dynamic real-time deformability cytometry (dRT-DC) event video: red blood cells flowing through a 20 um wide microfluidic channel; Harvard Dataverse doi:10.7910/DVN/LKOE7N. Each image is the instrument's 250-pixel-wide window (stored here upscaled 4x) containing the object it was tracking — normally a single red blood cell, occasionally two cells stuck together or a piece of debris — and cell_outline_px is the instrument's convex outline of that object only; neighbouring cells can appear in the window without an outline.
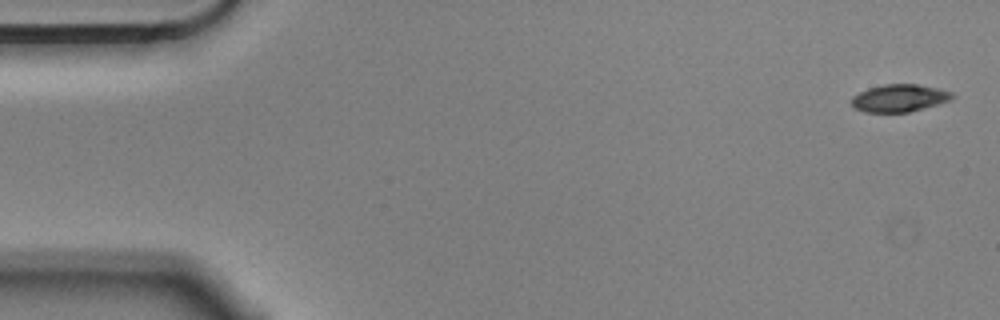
{"species": "Egyptian fruit bat (a non-hibernating species)", "species_latin": "Rousettus aegyptiacus", "temperature_condition": "cold", "stored_images_in_passage": 5, "segment_of_instrument_passage": [1, 2], "camera_frame_rate_fps": 3000, "um_per_image_px": 0.085, "animal": {"sex": "male"}, "frame": {"image": 1, "passage_image": 1, "time_ms": 0.0, "image_size_px": [1000, 320], "cell_outline_px": [[956, 96], [948, 100], [924, 108], [908, 112], [864, 112], [852, 108], [852, 96], [868, 88], [884, 84], [916, 84], [936, 88], [952, 92]], "centroid_in_image_um": [76.4, 8.34], "position_along_channel_um": 8.6, "area_um2": 16.01}}
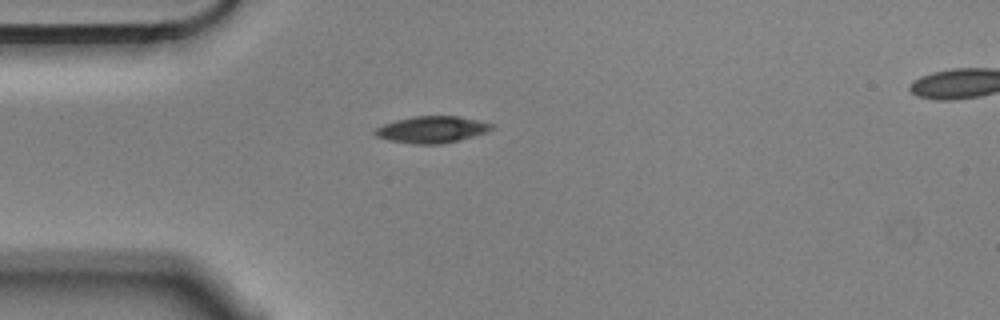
{"frame": {"image": 2, "passage_image": 4, "time_ms": 1.0, "image_size_px": [1000, 320], "cell_outline_px": [[492, 128], [488, 132], [460, 140], [440, 144], [412, 144], [388, 140], [376, 136], [372, 132], [376, 128], [384, 124], [396, 120], [416, 116], [456, 116], [476, 120], [492, 124]], "centroid_in_image_um": [36.68, 11.02], "position_along_channel_um": 48.3, "area_um2": 18.03}}